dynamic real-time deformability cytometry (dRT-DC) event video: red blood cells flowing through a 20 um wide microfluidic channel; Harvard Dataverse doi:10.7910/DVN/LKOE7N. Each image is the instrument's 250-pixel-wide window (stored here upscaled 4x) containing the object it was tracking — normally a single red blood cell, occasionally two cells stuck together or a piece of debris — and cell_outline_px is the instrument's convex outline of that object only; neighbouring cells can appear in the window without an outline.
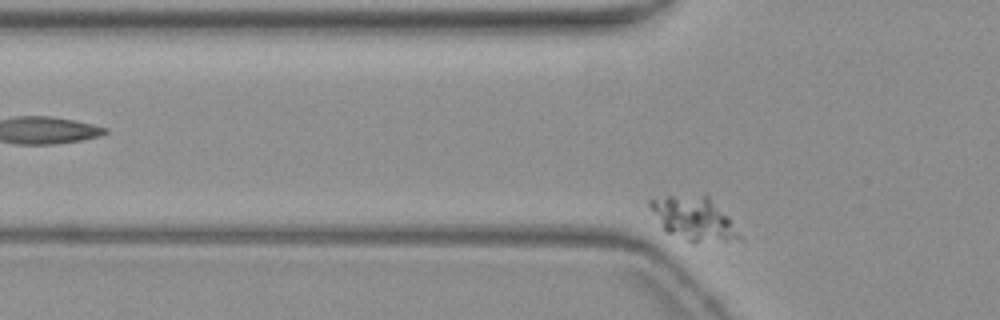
{"species": "common noctule bat (a hibernating species)", "species_latin": "Nyctalus noctula", "temperature_condition": "warm", "stored_images_in_passage": 6, "segment_of_instrument_passage": [2, 2], "camera_frame_rate_fps": 3000, "um_per_image_px": 0.085, "animal": {"sex": "female", "body_mass_g": 19.3, "forearm_length_mm": 54.1}, "frame": {"image": 1, "passage_image": 6, "time_ms": 6.0, "image_size_px": [1000, 320], "cell_outline_px": [[740, 240], [692, 244], [664, 232], [648, 204], [648, 200], [668, 196], [704, 192], [728, 216], [740, 236]], "centroid_in_image_um": [58.95, 18.59], "position_along_channel_um": 66.9, "area_um2": 23.24}}